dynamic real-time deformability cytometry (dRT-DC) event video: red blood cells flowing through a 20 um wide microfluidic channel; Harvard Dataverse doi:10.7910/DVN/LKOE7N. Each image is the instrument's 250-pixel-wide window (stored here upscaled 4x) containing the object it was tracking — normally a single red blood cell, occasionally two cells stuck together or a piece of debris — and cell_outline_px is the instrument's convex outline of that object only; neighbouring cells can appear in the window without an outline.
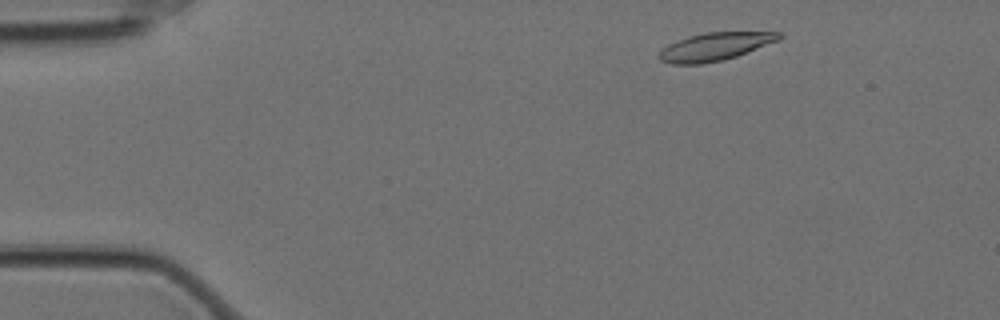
{"species": "Egyptian fruit bat (a non-hibernating species)", "species_latin": "Rousettus aegyptiacus", "temperature_condition": "cold", "stored_images_in_passage": 54, "camera_frame_rate_fps": 3000, "um_per_image_px": 0.085, "animal": {"sex": "female"}, "frame": {"image": 1, "passage_image": 4, "time_ms": 1.0, "image_size_px": [1000, 320], "cell_outline_px": [[784, 36], [776, 40], [736, 56], [720, 60], [700, 64], [672, 64], [660, 60], [656, 56], [668, 44], [688, 36], [704, 32], [784, 32]], "centroid_in_image_um": [60.72, 3.95], "position_along_channel_um": 24.3, "area_um2": 19.19}}
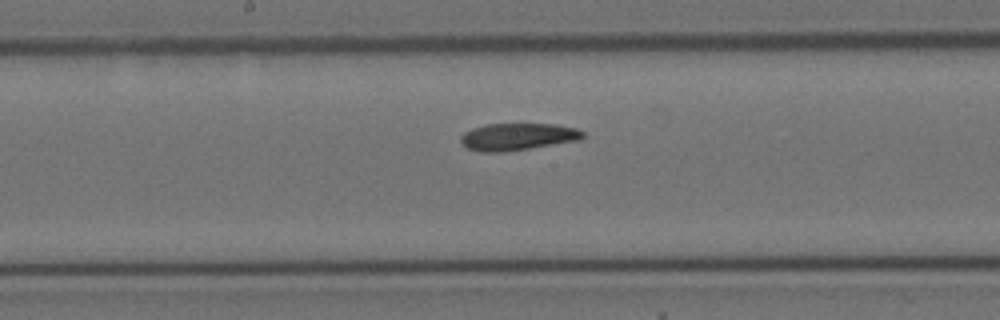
{"frame": {"image": 2, "passage_image": 26, "time_ms": 8.333, "image_size_px": [1000, 320], "cell_outline_px": [[584, 136], [580, 140], [504, 152], [480, 152], [468, 148], [460, 140], [460, 136], [464, 132], [472, 128], [488, 124], [556, 124], [576, 128], [584, 132]], "centroid_in_image_um": [44.0, 11.62], "position_along_channel_um": 204.2, "area_um2": 19.25}}
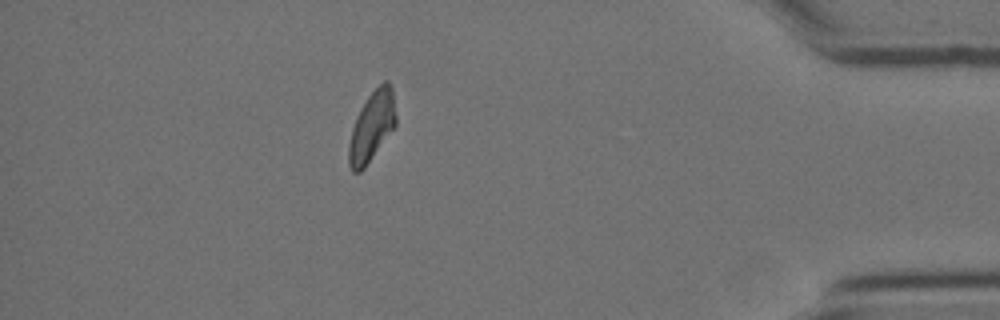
{"frame": {"image": 3, "passage_image": 47, "time_ms": 15.333, "image_size_px": [1000, 320], "cell_outline_px": [[396, 124], [364, 168], [360, 172], [352, 172], [348, 164], [348, 144], [352, 128], [356, 116], [360, 108], [368, 96], [384, 80], [388, 80], [392, 88], [396, 116]], "centroid_in_image_um": [31.58, 10.74], "position_along_channel_um": 403.6, "area_um2": 19.02}, "authors_computed_cell_mechanics": {"area_um2": 19.5942, "velocity_mm_per_s": 3.4801, "shape_relaxation_time_tau1_ms": 10.8936, "shape_relaxation_time_tau2_ms": 6.1092, "deformation_change_tau1": 0.2409, "deformation_change_tau2": 0.1387}}